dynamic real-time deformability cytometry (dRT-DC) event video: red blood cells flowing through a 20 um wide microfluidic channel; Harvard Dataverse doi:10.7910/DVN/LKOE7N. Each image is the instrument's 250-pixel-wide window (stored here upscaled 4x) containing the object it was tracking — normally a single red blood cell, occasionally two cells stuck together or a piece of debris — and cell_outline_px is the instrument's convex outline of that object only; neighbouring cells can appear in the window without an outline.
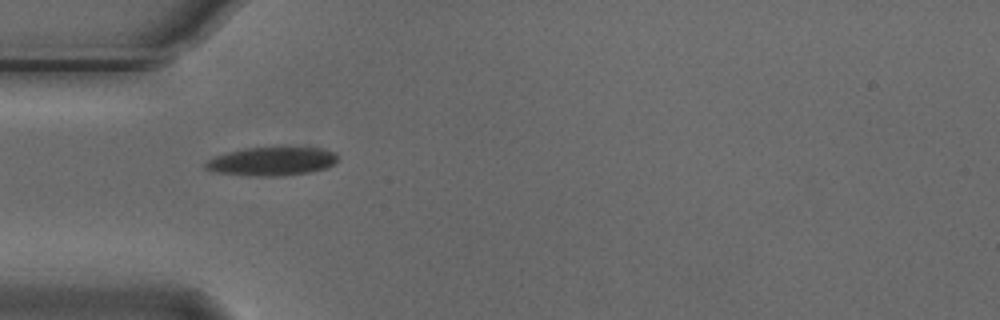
{"species": "Egyptian fruit bat (a non-hibernating species)", "species_latin": "Rousettus aegyptiacus", "temperature_condition": "cold", "stored_images_in_passage": 6, "camera_frame_rate_fps": 3000, "um_per_image_px": 0.085, "animal": {"sex": "male"}, "frame": {"image": 1, "passage_image": 5, "time_ms": 1.333, "image_size_px": [1000, 320], "cell_outline_px": [[340, 160], [336, 164], [328, 168], [308, 172], [280, 176], [256, 176], [216, 172], [204, 168], [204, 164], [208, 160], [216, 156], [228, 152], [244, 148], [276, 144], [324, 148], [336, 152]], "centroid_in_image_um": [23.22, 13.65], "position_along_channel_um": 61.8, "area_um2": 23.18}}
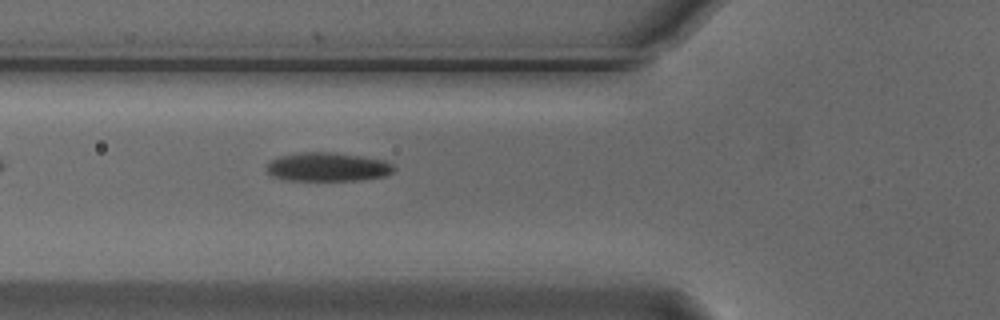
{"frame": {"image": 2, "passage_image": 6, "time_ms": 1.667, "image_size_px": [1000, 320], "cell_outline_px": [[396, 168], [392, 172], [384, 176], [360, 180], [288, 180], [272, 176], [268, 172], [268, 164], [272, 160], [280, 156], [300, 152], [332, 152], [360, 156], [384, 160], [392, 164]], "centroid_in_image_um": [27.87, 14.19], "position_along_channel_um": 97.9, "area_um2": 21.15}}